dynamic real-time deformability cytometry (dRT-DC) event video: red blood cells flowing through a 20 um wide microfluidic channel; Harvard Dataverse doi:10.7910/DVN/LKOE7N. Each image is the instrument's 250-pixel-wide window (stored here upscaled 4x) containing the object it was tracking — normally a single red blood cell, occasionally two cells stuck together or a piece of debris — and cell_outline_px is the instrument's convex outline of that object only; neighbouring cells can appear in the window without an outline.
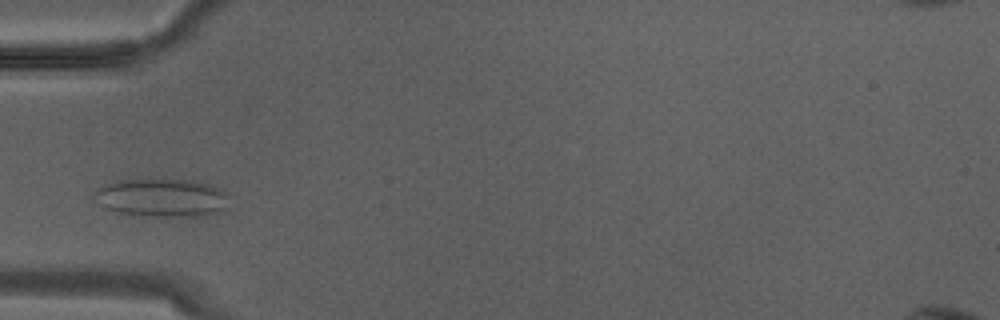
{"species": "Egyptian fruit bat (a non-hibernating species)", "species_latin": "Rousettus aegyptiacus", "temperature_condition": "warm", "stored_images_in_passage": 7, "camera_frame_rate_fps": 3000, "um_per_image_px": 0.085, "animal": {"sex": "male"}, "frame": {"image": 1, "passage_image": 4, "time_ms": 1.0, "image_size_px": [1000, 320], "cell_outline_px": [[224, 212], [208, 216], [144, 216], [120, 212], [108, 208], [100, 204], [92, 196], [100, 188], [112, 180], [156, 176], [192, 180], [212, 184], [224, 192]], "centroid_in_image_um": [13.73, 16.75], "position_along_channel_um": 71.3, "area_um2": 30.87}}